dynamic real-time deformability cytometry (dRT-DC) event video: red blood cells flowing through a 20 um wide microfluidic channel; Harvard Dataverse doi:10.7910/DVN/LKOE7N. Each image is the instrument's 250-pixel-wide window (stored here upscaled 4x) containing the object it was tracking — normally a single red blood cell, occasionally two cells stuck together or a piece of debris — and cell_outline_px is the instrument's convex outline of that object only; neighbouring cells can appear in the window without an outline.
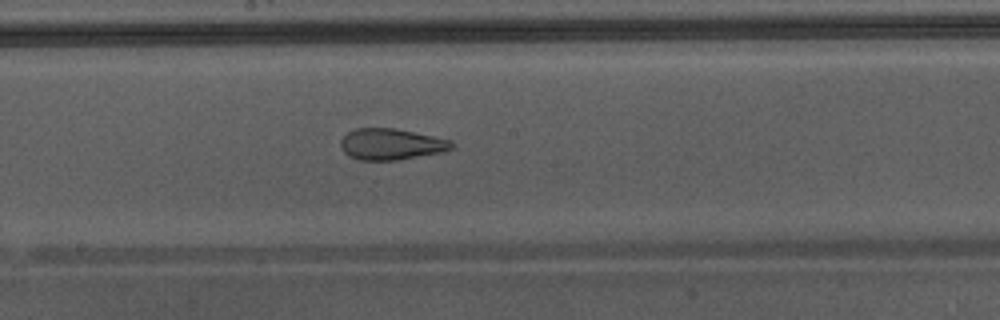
{"species": "Egyptian fruit bat (a non-hibernating species)", "species_latin": "Rousettus aegyptiacus", "temperature_condition": "warm", "stored_images_in_passage": 27, "camera_frame_rate_fps": 3000, "um_per_image_px": 0.085, "animal": {"sex": "male"}, "frame": {"image": 1, "passage_image": 12, "time_ms": 3.667, "image_size_px": [1000, 320], "cell_outline_px": [[456, 144], [452, 148], [440, 152], [396, 160], [360, 160], [348, 156], [340, 148], [340, 140], [348, 132], [356, 128], [396, 128], [452, 140]], "centroid_in_image_um": [33.23, 12.25], "position_along_channel_um": 215.0, "area_um2": 20.23}}
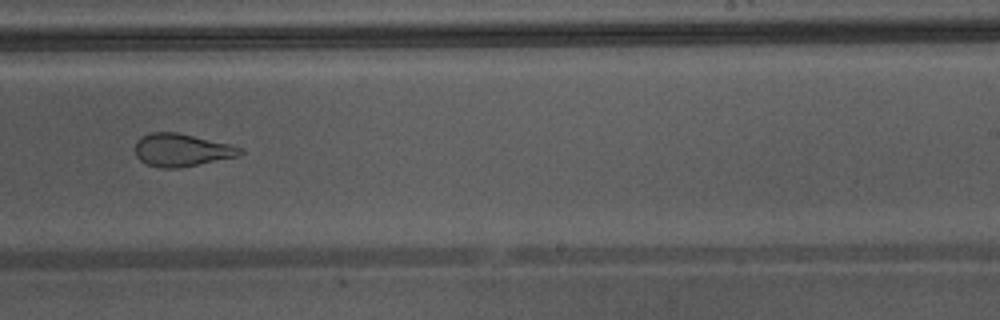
{"frame": {"image": 2, "passage_image": 16, "time_ms": 5.0, "image_size_px": [1000, 320], "cell_outline_px": [[244, 152], [240, 156], [180, 168], [160, 168], [148, 164], [140, 160], [136, 156], [136, 140], [140, 136], [152, 132], [176, 132], [232, 144], [244, 148]], "centroid_in_image_um": [15.48, 12.75], "position_along_channel_um": 273.5, "area_um2": 20.29}, "authors_computed_cell_mechanics": {"area_um2": 21.2704, "velocity_mm_per_s": 4.406, "shape_relaxation_time_tau1_ms": null, "shape_relaxation_time_tau2_ms": 1.3897, "deformation_change_tau1": null, "deformation_change_tau2": 0.1054}}